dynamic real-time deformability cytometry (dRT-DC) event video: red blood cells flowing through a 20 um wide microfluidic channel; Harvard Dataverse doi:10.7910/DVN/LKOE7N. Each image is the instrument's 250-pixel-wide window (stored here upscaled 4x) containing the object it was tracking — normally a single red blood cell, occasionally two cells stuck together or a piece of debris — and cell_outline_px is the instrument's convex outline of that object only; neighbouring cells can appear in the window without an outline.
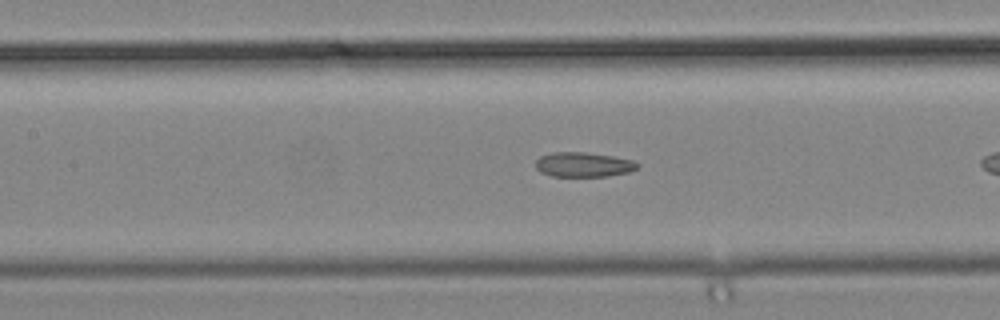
{"species": "common noctule bat (a hibernating species)", "species_latin": "Nyctalus noctula", "temperature_condition": "cold", "stored_images_in_passage": 11, "camera_frame_rate_fps": 3000, "um_per_image_px": 0.085, "animal": {"sex": "male", "body_mass_g": 19.2, "forearm_length_mm": 51.8}, "frame": {"image": 1, "passage_image": 10, "time_ms": 3.0, "image_size_px": [1000, 320], "cell_outline_px": [[640, 164], [636, 168], [628, 172], [608, 176], [552, 176], [540, 172], [536, 168], [536, 160], [540, 156], [552, 152], [584, 152], [612, 156], [632, 160]], "centroid_in_image_um": [49.56, 13.99], "position_along_channel_um": 157.8, "area_um2": 14.57}}